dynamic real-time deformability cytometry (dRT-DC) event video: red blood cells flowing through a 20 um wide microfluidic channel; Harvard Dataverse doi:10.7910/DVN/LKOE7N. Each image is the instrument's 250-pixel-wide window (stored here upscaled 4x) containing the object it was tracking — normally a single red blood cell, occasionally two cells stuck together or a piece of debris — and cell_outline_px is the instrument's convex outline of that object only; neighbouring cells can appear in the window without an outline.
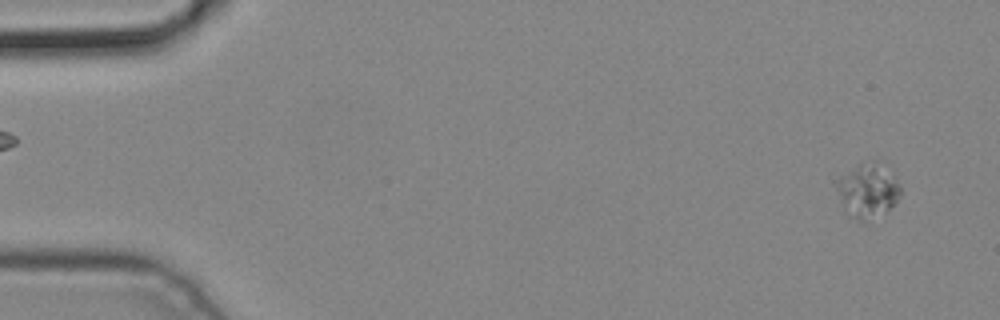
{"species": "common noctule bat (a hibernating species)", "species_latin": "Nyctalus noctula", "temperature_condition": "cold", "stored_images_in_passage": 4, "camera_frame_rate_fps": 3000, "um_per_image_px": 0.085, "animal": {"sex": "male", "body_mass_g": 19.2, "forearm_length_mm": 51.8}, "frame": {"image": 1, "passage_image": 1, "time_ms": 0.0, "image_size_px": [1000, 320], "cell_outline_px": [[900, 192], [896, 200], [884, 212], [864, 220], [860, 220], [848, 216], [844, 212], [832, 184], [832, 180], [860, 164], [872, 160], [876, 160], [900, 188]], "centroid_in_image_um": [73.59, 16.2], "position_along_channel_um": 11.4, "area_um2": 19.71}}
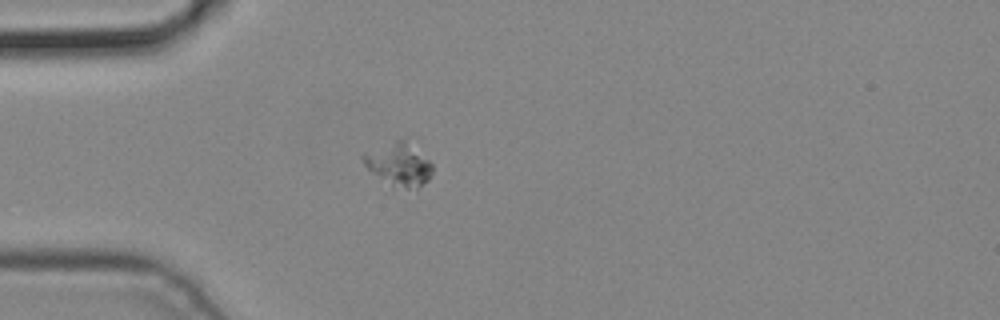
{"frame": {"image": 2, "passage_image": 4, "time_ms": 1.0, "image_size_px": [1000, 320], "cell_outline_px": [[432, 172], [428, 180], [416, 188], [392, 188], [372, 172], [364, 164], [360, 156], [364, 152], [396, 140], [404, 140], [428, 160], [432, 164]], "centroid_in_image_um": [33.85, 14.01], "position_along_channel_um": 51.1, "area_um2": 16.99}}